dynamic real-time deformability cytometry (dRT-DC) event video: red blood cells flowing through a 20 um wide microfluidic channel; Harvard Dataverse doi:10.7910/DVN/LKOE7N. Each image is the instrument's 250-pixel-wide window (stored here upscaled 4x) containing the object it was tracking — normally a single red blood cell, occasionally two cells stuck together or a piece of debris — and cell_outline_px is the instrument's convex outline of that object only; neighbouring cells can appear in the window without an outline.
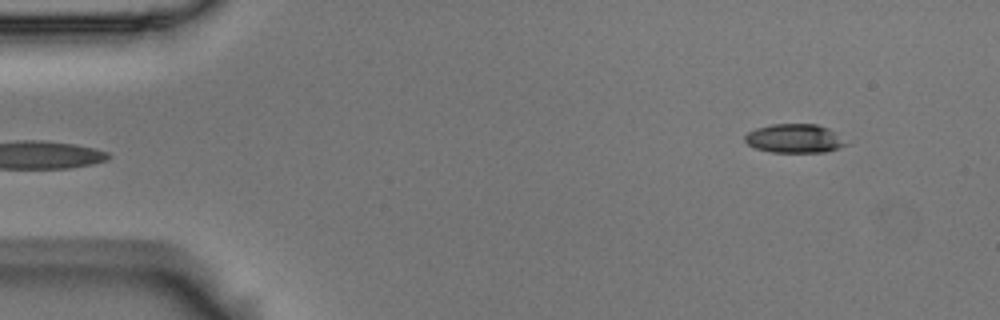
{"species": "Egyptian fruit bat (a non-hibernating species)", "species_latin": "Rousettus aegyptiacus", "temperature_condition": "room temperature", "stored_images_in_passage": 5, "segment_of_instrument_passage": [2, 2], "camera_frame_rate_fps": 3000, "um_per_image_px": 0.085, "animal": {"sex": "male"}, "frame": {"image": 1, "passage_image": 5, "time_ms": 1.333, "image_size_px": [1000, 320], "cell_outline_px": [[852, 144], [828, 152], [772, 152], [756, 148], [748, 144], [744, 140], [744, 136], [748, 132], [756, 128], [772, 124], [816, 124], [828, 128]], "centroid_in_image_um": [67.58, 11.78], "position_along_channel_um": 17.4, "area_um2": 17.17}}